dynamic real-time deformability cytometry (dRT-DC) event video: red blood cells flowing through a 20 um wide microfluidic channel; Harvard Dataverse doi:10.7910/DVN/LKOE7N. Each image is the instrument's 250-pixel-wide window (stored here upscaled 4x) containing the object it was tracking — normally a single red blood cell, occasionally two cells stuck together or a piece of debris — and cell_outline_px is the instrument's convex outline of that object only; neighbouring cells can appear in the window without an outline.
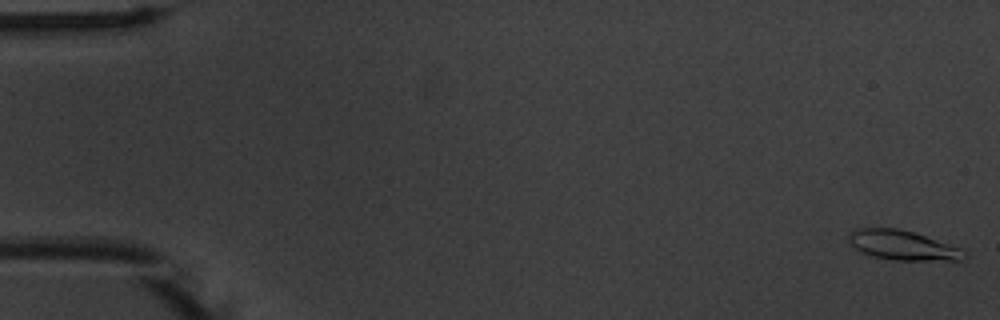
{"species": "common noctule bat (a hibernating species)", "species_latin": "Nyctalus noctula", "temperature_condition": "warm", "stored_images_in_passage": 55, "camera_frame_rate_fps": 3000, "um_per_image_px": 0.085, "animal": {"sex": "male", "body_mass_g": 20.1, "forearm_length_mm": 53.5}, "frame": {"image": 1, "passage_image": 1, "time_ms": 0.0, "image_size_px": [1000, 320], "cell_outline_px": [[968, 256], [964, 260], [892, 260], [872, 256], [860, 252], [848, 244], [848, 236], [856, 228], [896, 228], [912, 232], [960, 248]], "centroid_in_image_um": [76.67, 20.86], "position_along_channel_um": 8.3, "area_um2": 19.83}}
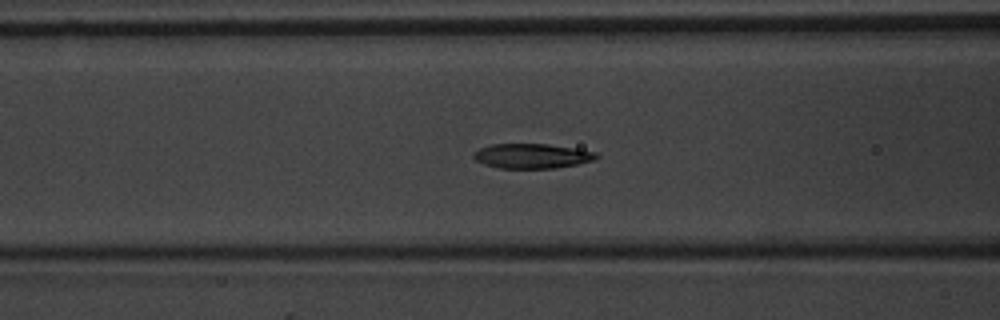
{"frame": {"image": 2, "passage_image": 22, "time_ms": 7.0, "image_size_px": [1000, 320], "cell_outline_px": [[600, 156], [596, 160], [576, 164], [552, 168], [500, 168], [484, 164], [476, 160], [472, 156], [472, 152], [480, 148], [492, 144], [548, 144], [576, 148], [596, 152]], "centroid_in_image_um": [45.23, 13.25], "position_along_channel_um": 121.4, "area_um2": 17.74}}
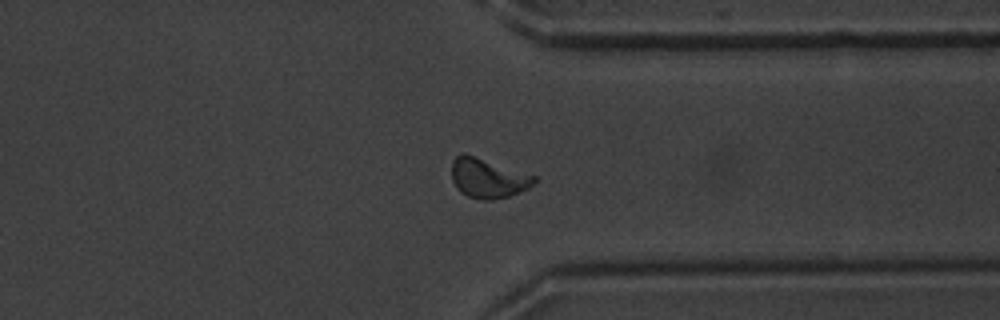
{"frame": {"image": 3, "passage_image": 42, "time_ms": 13.667, "image_size_px": [1000, 320], "cell_outline_px": [[540, 180], [528, 188], [520, 192], [508, 196], [492, 200], [484, 200], [468, 196], [460, 192], [456, 188], [452, 180], [452, 160], [456, 156], [464, 152], [536, 176]], "centroid_in_image_um": [41.48, 15.14], "position_along_channel_um": 369.9, "area_um2": 19.19}, "authors_computed_cell_mechanics": {"area_um2": 18.1492, "velocity_mm_per_s": 3.7472, "shape_relaxation_time_tau1_ms": 2.4289, "shape_relaxation_time_tau2_ms": 1.7198, "deformation_change_tau1": 0.1373, "deformation_change_tau2": 0.0629}}